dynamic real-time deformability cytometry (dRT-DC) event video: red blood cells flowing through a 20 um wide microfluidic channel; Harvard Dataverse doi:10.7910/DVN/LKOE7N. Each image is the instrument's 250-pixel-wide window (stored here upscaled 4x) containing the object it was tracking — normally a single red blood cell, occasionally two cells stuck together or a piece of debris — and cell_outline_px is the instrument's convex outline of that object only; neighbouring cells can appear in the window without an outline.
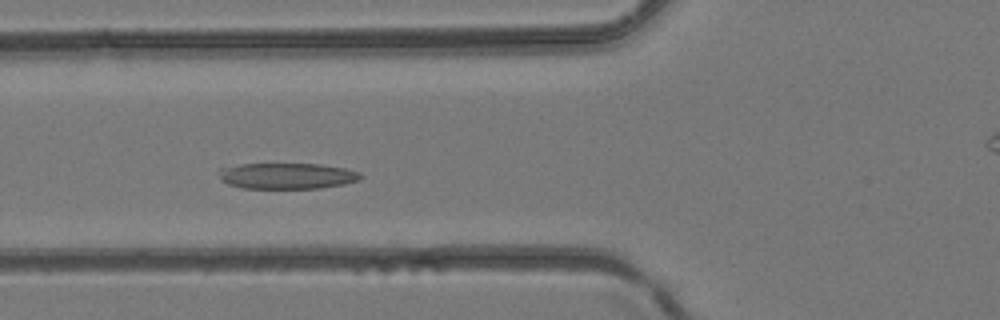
{"species": "common noctule bat (a hibernating species)", "species_latin": "Nyctalus noctula", "temperature_condition": "room temperature", "stored_images_in_passage": 39, "camera_frame_rate_fps": 3000, "um_per_image_px": 0.085, "animal": {"sex": "female", "body_mass_g": 24.6, "forearm_length_mm": 56.2}, "frame": {"image": 1, "passage_image": 12, "time_ms": 3.667, "image_size_px": [1000, 320], "cell_outline_px": [[364, 176], [360, 180], [344, 184], [320, 188], [244, 188], [228, 184], [220, 176], [216, 168], [240, 164], [320, 164], [344, 168], [360, 172]], "centroid_in_image_um": [24.41, 14.94], "position_along_channel_um": 101.4, "area_um2": 21.5}}
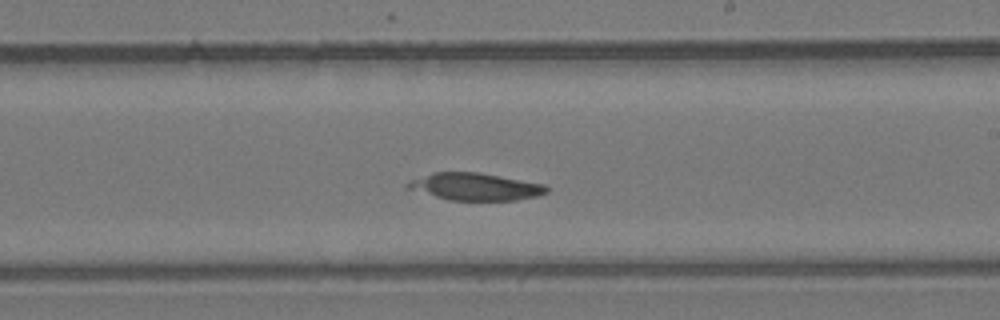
{"frame": {"image": 2, "passage_image": 21, "time_ms": 6.667, "image_size_px": [1000, 320], "cell_outline_px": [[548, 192], [536, 196], [516, 200], [448, 200], [404, 188], [412, 180], [432, 172], [480, 172], [544, 184], [548, 188]], "centroid_in_image_um": [40.39, 15.86], "position_along_channel_um": 248.6, "area_um2": 21.96}}
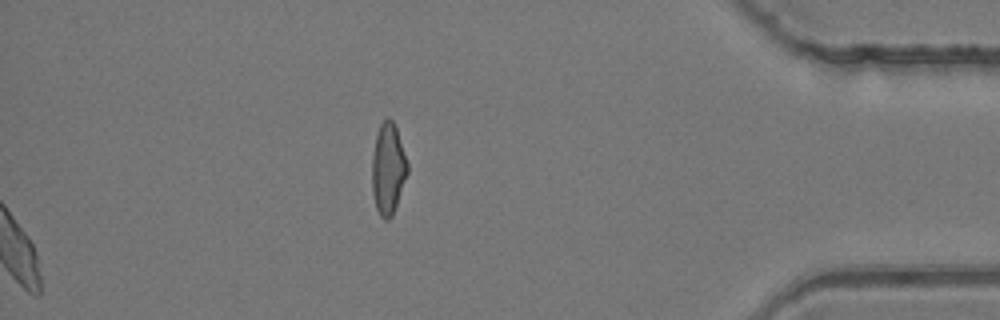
{"frame": {"image": 3, "passage_image": 39, "time_ms": 12.667, "image_size_px": [1000, 320], "cell_outline_px": [[408, 172], [392, 216], [388, 220], [384, 220], [380, 216], [376, 208], [372, 192], [372, 156], [376, 136], [380, 124], [388, 116], [392, 120], [396, 128], [408, 164]], "centroid_in_image_um": [32.97, 14.36], "position_along_channel_um": 402.2, "area_um2": 18.73}}